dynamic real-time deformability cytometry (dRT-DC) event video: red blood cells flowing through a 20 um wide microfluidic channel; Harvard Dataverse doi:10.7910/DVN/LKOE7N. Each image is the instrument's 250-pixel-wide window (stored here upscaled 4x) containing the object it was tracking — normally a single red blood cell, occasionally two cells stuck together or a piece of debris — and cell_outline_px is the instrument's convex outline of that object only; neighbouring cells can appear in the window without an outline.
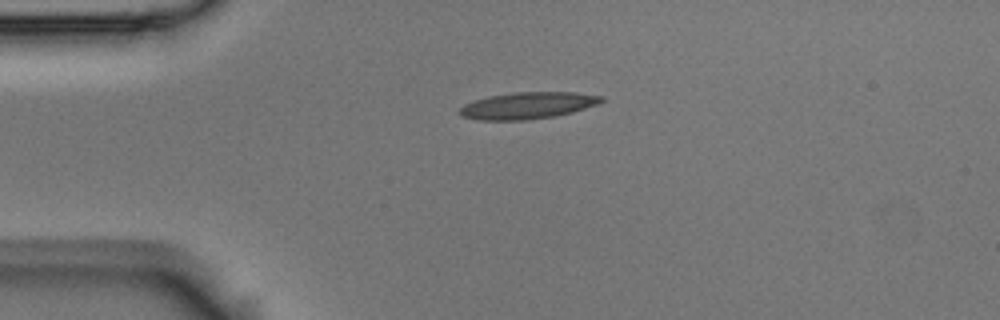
{"species": "Egyptian fruit bat (a non-hibernating species)", "species_latin": "Rousettus aegyptiacus", "temperature_condition": "room temperature", "stored_images_in_passage": 37, "camera_frame_rate_fps": 3000, "um_per_image_px": 0.085, "animal": {"sex": "male"}, "frame": {"image": 1, "passage_image": 1, "time_ms": 0.0, "image_size_px": [1000, 320], "cell_outline_px": [[604, 100], [596, 104], [572, 112], [552, 116], [524, 120], [476, 120], [464, 116], [460, 112], [460, 108], [464, 104], [488, 96], [512, 92], [576, 92], [604, 96]], "centroid_in_image_um": [44.85, 8.95], "position_along_channel_um": 40.1, "area_um2": 21.85}}
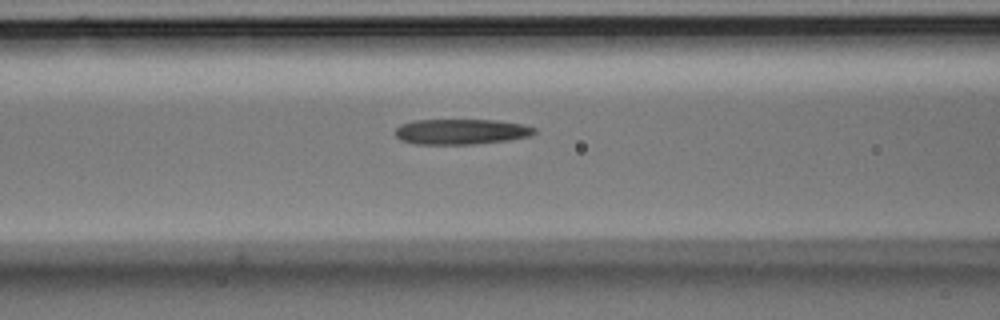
{"frame": {"image": 2, "passage_image": 10, "time_ms": 3.0, "image_size_px": [1000, 320], "cell_outline_px": [[536, 132], [532, 136], [508, 140], [476, 144], [416, 144], [400, 140], [396, 136], [396, 128], [400, 124], [412, 120], [496, 120], [524, 124], [536, 128]], "centroid_in_image_um": [39.22, 11.19], "position_along_channel_um": 127.4, "area_um2": 20.81}}
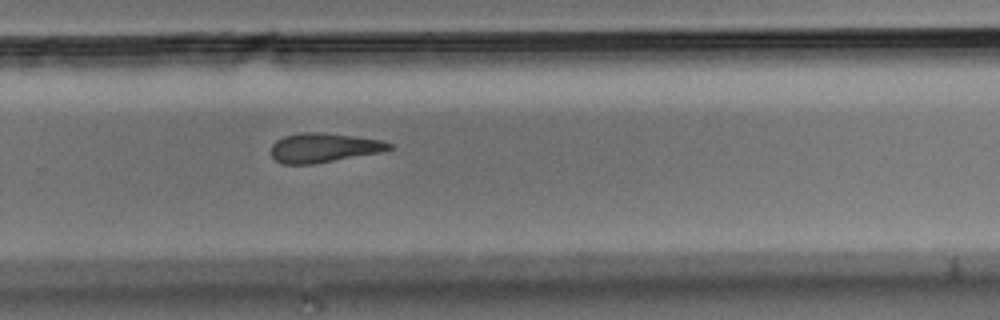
{"frame": {"image": 3, "passage_image": 24, "time_ms": 7.667, "image_size_px": [1000, 320], "cell_outline_px": [[392, 148], [380, 152], [312, 164], [280, 164], [272, 156], [272, 144], [276, 140], [284, 136], [300, 132], [324, 132], [380, 140], [392, 144]], "centroid_in_image_um": [27.47, 12.55], "position_along_channel_um": 302.3, "area_um2": 20.0}}